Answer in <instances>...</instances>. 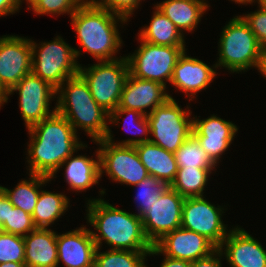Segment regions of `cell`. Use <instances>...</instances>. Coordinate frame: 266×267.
Returning <instances> with one entry per match:
<instances>
[{
	"label": "cell",
	"instance_id": "1f68e13d",
	"mask_svg": "<svg viewBox=\"0 0 266 267\" xmlns=\"http://www.w3.org/2000/svg\"><path fill=\"white\" fill-rule=\"evenodd\" d=\"M134 186L139 187L135 200L138 203L137 215L140 218L150 210L151 205L157 201L159 195L169 187L165 181L150 175Z\"/></svg>",
	"mask_w": 266,
	"mask_h": 267
},
{
	"label": "cell",
	"instance_id": "5b68a950",
	"mask_svg": "<svg viewBox=\"0 0 266 267\" xmlns=\"http://www.w3.org/2000/svg\"><path fill=\"white\" fill-rule=\"evenodd\" d=\"M221 33L217 68L223 66L232 73H239L258 67L262 47L241 16L232 18Z\"/></svg>",
	"mask_w": 266,
	"mask_h": 267
},
{
	"label": "cell",
	"instance_id": "c3c4849f",
	"mask_svg": "<svg viewBox=\"0 0 266 267\" xmlns=\"http://www.w3.org/2000/svg\"><path fill=\"white\" fill-rule=\"evenodd\" d=\"M3 232L2 225L0 224V234Z\"/></svg>",
	"mask_w": 266,
	"mask_h": 267
},
{
	"label": "cell",
	"instance_id": "4316f807",
	"mask_svg": "<svg viewBox=\"0 0 266 267\" xmlns=\"http://www.w3.org/2000/svg\"><path fill=\"white\" fill-rule=\"evenodd\" d=\"M29 175V180L20 181L13 190L5 187L4 190L6 197L14 207L20 208L32 215L40 194V187L44 186L51 179L39 174Z\"/></svg>",
	"mask_w": 266,
	"mask_h": 267
},
{
	"label": "cell",
	"instance_id": "f546056e",
	"mask_svg": "<svg viewBox=\"0 0 266 267\" xmlns=\"http://www.w3.org/2000/svg\"><path fill=\"white\" fill-rule=\"evenodd\" d=\"M97 248L94 256V267H147L146 256L149 252L108 250L100 252Z\"/></svg>",
	"mask_w": 266,
	"mask_h": 267
},
{
	"label": "cell",
	"instance_id": "7402d4cb",
	"mask_svg": "<svg viewBox=\"0 0 266 267\" xmlns=\"http://www.w3.org/2000/svg\"><path fill=\"white\" fill-rule=\"evenodd\" d=\"M134 147L149 175L165 181L170 186L178 170L175 153L169 152L150 141L137 144Z\"/></svg>",
	"mask_w": 266,
	"mask_h": 267
},
{
	"label": "cell",
	"instance_id": "ab89813d",
	"mask_svg": "<svg viewBox=\"0 0 266 267\" xmlns=\"http://www.w3.org/2000/svg\"><path fill=\"white\" fill-rule=\"evenodd\" d=\"M160 267H191V262L187 260L174 259L165 256Z\"/></svg>",
	"mask_w": 266,
	"mask_h": 267
},
{
	"label": "cell",
	"instance_id": "e0dca14e",
	"mask_svg": "<svg viewBox=\"0 0 266 267\" xmlns=\"http://www.w3.org/2000/svg\"><path fill=\"white\" fill-rule=\"evenodd\" d=\"M228 232L218 249L230 267H266V250L258 240L238 226Z\"/></svg>",
	"mask_w": 266,
	"mask_h": 267
},
{
	"label": "cell",
	"instance_id": "6da1fadb",
	"mask_svg": "<svg viewBox=\"0 0 266 267\" xmlns=\"http://www.w3.org/2000/svg\"><path fill=\"white\" fill-rule=\"evenodd\" d=\"M28 132L29 174L52 179L70 155L87 147L78 140V133L68 120L57 112L28 128Z\"/></svg>",
	"mask_w": 266,
	"mask_h": 267
},
{
	"label": "cell",
	"instance_id": "d6986e66",
	"mask_svg": "<svg viewBox=\"0 0 266 267\" xmlns=\"http://www.w3.org/2000/svg\"><path fill=\"white\" fill-rule=\"evenodd\" d=\"M97 247L91 230L85 226L57 234V261L66 267H94Z\"/></svg>",
	"mask_w": 266,
	"mask_h": 267
},
{
	"label": "cell",
	"instance_id": "d6a6232c",
	"mask_svg": "<svg viewBox=\"0 0 266 267\" xmlns=\"http://www.w3.org/2000/svg\"><path fill=\"white\" fill-rule=\"evenodd\" d=\"M86 0H26L29 4L28 8L36 14H70L71 15L85 2Z\"/></svg>",
	"mask_w": 266,
	"mask_h": 267
},
{
	"label": "cell",
	"instance_id": "4dcf8cb0",
	"mask_svg": "<svg viewBox=\"0 0 266 267\" xmlns=\"http://www.w3.org/2000/svg\"><path fill=\"white\" fill-rule=\"evenodd\" d=\"M178 168H214L216 164L192 134L175 152Z\"/></svg>",
	"mask_w": 266,
	"mask_h": 267
},
{
	"label": "cell",
	"instance_id": "44dd1931",
	"mask_svg": "<svg viewBox=\"0 0 266 267\" xmlns=\"http://www.w3.org/2000/svg\"><path fill=\"white\" fill-rule=\"evenodd\" d=\"M23 239L25 264L28 267H58L55 231L49 228H36Z\"/></svg>",
	"mask_w": 266,
	"mask_h": 267
},
{
	"label": "cell",
	"instance_id": "603a6c76",
	"mask_svg": "<svg viewBox=\"0 0 266 267\" xmlns=\"http://www.w3.org/2000/svg\"><path fill=\"white\" fill-rule=\"evenodd\" d=\"M208 6L205 0H165L155 5L181 34L183 30L191 32L197 27Z\"/></svg>",
	"mask_w": 266,
	"mask_h": 267
},
{
	"label": "cell",
	"instance_id": "9a60e30c",
	"mask_svg": "<svg viewBox=\"0 0 266 267\" xmlns=\"http://www.w3.org/2000/svg\"><path fill=\"white\" fill-rule=\"evenodd\" d=\"M31 39L19 36L0 37V79L10 91L31 72Z\"/></svg>",
	"mask_w": 266,
	"mask_h": 267
},
{
	"label": "cell",
	"instance_id": "8992f818",
	"mask_svg": "<svg viewBox=\"0 0 266 267\" xmlns=\"http://www.w3.org/2000/svg\"><path fill=\"white\" fill-rule=\"evenodd\" d=\"M31 45V72L56 90L66 79L79 73L77 58L81 51L71 47L60 36H56L53 41L43 42L40 46L31 40Z\"/></svg>",
	"mask_w": 266,
	"mask_h": 267
},
{
	"label": "cell",
	"instance_id": "7bdbcfd3",
	"mask_svg": "<svg viewBox=\"0 0 266 267\" xmlns=\"http://www.w3.org/2000/svg\"><path fill=\"white\" fill-rule=\"evenodd\" d=\"M9 90L4 86L0 79V107L8 101Z\"/></svg>",
	"mask_w": 266,
	"mask_h": 267
},
{
	"label": "cell",
	"instance_id": "9c48e42d",
	"mask_svg": "<svg viewBox=\"0 0 266 267\" xmlns=\"http://www.w3.org/2000/svg\"><path fill=\"white\" fill-rule=\"evenodd\" d=\"M141 45L131 56H126L129 73L143 80L156 81L166 86L172 80L173 69L185 47L154 45L139 38Z\"/></svg>",
	"mask_w": 266,
	"mask_h": 267
},
{
	"label": "cell",
	"instance_id": "ac0fdd59",
	"mask_svg": "<svg viewBox=\"0 0 266 267\" xmlns=\"http://www.w3.org/2000/svg\"><path fill=\"white\" fill-rule=\"evenodd\" d=\"M165 89L166 86L159 82L139 79L129 73L117 108L137 110L148 115L145 109L151 107V113L172 97Z\"/></svg>",
	"mask_w": 266,
	"mask_h": 267
},
{
	"label": "cell",
	"instance_id": "7c38bea8",
	"mask_svg": "<svg viewBox=\"0 0 266 267\" xmlns=\"http://www.w3.org/2000/svg\"><path fill=\"white\" fill-rule=\"evenodd\" d=\"M19 91V108L26 128L48 118L56 109L49 110L56 89L32 72L26 74L10 91Z\"/></svg>",
	"mask_w": 266,
	"mask_h": 267
},
{
	"label": "cell",
	"instance_id": "3957f363",
	"mask_svg": "<svg viewBox=\"0 0 266 267\" xmlns=\"http://www.w3.org/2000/svg\"><path fill=\"white\" fill-rule=\"evenodd\" d=\"M72 25L80 46L98 61L119 59L114 55L121 48L122 40L117 22L127 19L106 9L94 6L86 0L72 15Z\"/></svg>",
	"mask_w": 266,
	"mask_h": 267
},
{
	"label": "cell",
	"instance_id": "277c9868",
	"mask_svg": "<svg viewBox=\"0 0 266 267\" xmlns=\"http://www.w3.org/2000/svg\"><path fill=\"white\" fill-rule=\"evenodd\" d=\"M56 94V112L68 120L76 133V128L84 130L93 142L106 138L109 113L97 104L87 82L79 73L66 79Z\"/></svg>",
	"mask_w": 266,
	"mask_h": 267
},
{
	"label": "cell",
	"instance_id": "ba28073f",
	"mask_svg": "<svg viewBox=\"0 0 266 267\" xmlns=\"http://www.w3.org/2000/svg\"><path fill=\"white\" fill-rule=\"evenodd\" d=\"M188 113V114H187ZM173 99L157 106L147 118L150 124V142L175 153L176 150L192 135L193 118Z\"/></svg>",
	"mask_w": 266,
	"mask_h": 267
},
{
	"label": "cell",
	"instance_id": "cb8c5ba5",
	"mask_svg": "<svg viewBox=\"0 0 266 267\" xmlns=\"http://www.w3.org/2000/svg\"><path fill=\"white\" fill-rule=\"evenodd\" d=\"M70 155L61 165L65 166V179L69 187L74 191L80 192L90 189L99 183L100 177V156L97 149L96 159L85 155Z\"/></svg>",
	"mask_w": 266,
	"mask_h": 267
},
{
	"label": "cell",
	"instance_id": "b9f144b4",
	"mask_svg": "<svg viewBox=\"0 0 266 267\" xmlns=\"http://www.w3.org/2000/svg\"><path fill=\"white\" fill-rule=\"evenodd\" d=\"M259 72L266 77V48H262L259 64L257 67Z\"/></svg>",
	"mask_w": 266,
	"mask_h": 267
},
{
	"label": "cell",
	"instance_id": "8fae6325",
	"mask_svg": "<svg viewBox=\"0 0 266 267\" xmlns=\"http://www.w3.org/2000/svg\"><path fill=\"white\" fill-rule=\"evenodd\" d=\"M204 198L203 196L185 198L181 227L205 236L219 248L229 234L221 219L224 208L215 207Z\"/></svg>",
	"mask_w": 266,
	"mask_h": 267
},
{
	"label": "cell",
	"instance_id": "d4e9b609",
	"mask_svg": "<svg viewBox=\"0 0 266 267\" xmlns=\"http://www.w3.org/2000/svg\"><path fill=\"white\" fill-rule=\"evenodd\" d=\"M154 9L150 24L141 29L138 37L154 45L185 47L184 34L157 7Z\"/></svg>",
	"mask_w": 266,
	"mask_h": 267
},
{
	"label": "cell",
	"instance_id": "74e56055",
	"mask_svg": "<svg viewBox=\"0 0 266 267\" xmlns=\"http://www.w3.org/2000/svg\"><path fill=\"white\" fill-rule=\"evenodd\" d=\"M222 256V251L217 248L209 256L191 262V267H222Z\"/></svg>",
	"mask_w": 266,
	"mask_h": 267
},
{
	"label": "cell",
	"instance_id": "4fadbf2b",
	"mask_svg": "<svg viewBox=\"0 0 266 267\" xmlns=\"http://www.w3.org/2000/svg\"><path fill=\"white\" fill-rule=\"evenodd\" d=\"M184 200L169 186L141 217L144 233L152 245L167 233L181 227Z\"/></svg>",
	"mask_w": 266,
	"mask_h": 267
},
{
	"label": "cell",
	"instance_id": "52a82bcc",
	"mask_svg": "<svg viewBox=\"0 0 266 267\" xmlns=\"http://www.w3.org/2000/svg\"><path fill=\"white\" fill-rule=\"evenodd\" d=\"M79 74L87 82L92 97L100 107L109 114L118 107L129 75L126 56L112 61H99L88 68L80 65Z\"/></svg>",
	"mask_w": 266,
	"mask_h": 267
},
{
	"label": "cell",
	"instance_id": "f6af8a7d",
	"mask_svg": "<svg viewBox=\"0 0 266 267\" xmlns=\"http://www.w3.org/2000/svg\"><path fill=\"white\" fill-rule=\"evenodd\" d=\"M231 1H234L235 3H238V4H251V3H255V1L257 2V0H231Z\"/></svg>",
	"mask_w": 266,
	"mask_h": 267
},
{
	"label": "cell",
	"instance_id": "ffe728a7",
	"mask_svg": "<svg viewBox=\"0 0 266 267\" xmlns=\"http://www.w3.org/2000/svg\"><path fill=\"white\" fill-rule=\"evenodd\" d=\"M216 65L208 66L203 61L186 55L184 51L173 69L171 85L183 91L192 101L195 94L206 89L216 77Z\"/></svg>",
	"mask_w": 266,
	"mask_h": 267
},
{
	"label": "cell",
	"instance_id": "7dc6e473",
	"mask_svg": "<svg viewBox=\"0 0 266 267\" xmlns=\"http://www.w3.org/2000/svg\"><path fill=\"white\" fill-rule=\"evenodd\" d=\"M6 196L4 187L0 186V201Z\"/></svg>",
	"mask_w": 266,
	"mask_h": 267
},
{
	"label": "cell",
	"instance_id": "836d02e7",
	"mask_svg": "<svg viewBox=\"0 0 266 267\" xmlns=\"http://www.w3.org/2000/svg\"><path fill=\"white\" fill-rule=\"evenodd\" d=\"M23 236L2 232L0 234V264L5 262L25 263Z\"/></svg>",
	"mask_w": 266,
	"mask_h": 267
},
{
	"label": "cell",
	"instance_id": "484cf974",
	"mask_svg": "<svg viewBox=\"0 0 266 267\" xmlns=\"http://www.w3.org/2000/svg\"><path fill=\"white\" fill-rule=\"evenodd\" d=\"M69 199L62 193L40 190L32 219L36 228L48 229L69 207ZM69 204V205H68ZM66 210V211H65Z\"/></svg>",
	"mask_w": 266,
	"mask_h": 267
},
{
	"label": "cell",
	"instance_id": "f35d334b",
	"mask_svg": "<svg viewBox=\"0 0 266 267\" xmlns=\"http://www.w3.org/2000/svg\"><path fill=\"white\" fill-rule=\"evenodd\" d=\"M21 3L22 0H0V16L16 13Z\"/></svg>",
	"mask_w": 266,
	"mask_h": 267
},
{
	"label": "cell",
	"instance_id": "f1b7e54d",
	"mask_svg": "<svg viewBox=\"0 0 266 267\" xmlns=\"http://www.w3.org/2000/svg\"><path fill=\"white\" fill-rule=\"evenodd\" d=\"M126 114V116L129 118H127V121H132V123L136 126V132L133 130L134 134L138 136L140 135H144V138H136V139H127V140H123L122 142H116L112 139V135H111V129L109 128V131L107 133L106 136V140H108L109 142L116 144V145H130V146H135L137 144L143 143V142H149L150 141V137H147L148 134H150V124L147 118V115L142 114L140 111L137 110H132V109H124V108H116L113 112H111L109 114V122L110 124H118V121H120V118ZM131 119V120H130ZM125 120V122H126ZM128 123V122H126ZM131 123V122H130ZM132 124V125H133ZM125 125V124H124ZM134 126V127H135ZM125 127V126H124ZM129 131V130H127Z\"/></svg>",
	"mask_w": 266,
	"mask_h": 267
},
{
	"label": "cell",
	"instance_id": "8d00e7d4",
	"mask_svg": "<svg viewBox=\"0 0 266 267\" xmlns=\"http://www.w3.org/2000/svg\"><path fill=\"white\" fill-rule=\"evenodd\" d=\"M247 23L262 48H266V10L259 7L255 12L241 16Z\"/></svg>",
	"mask_w": 266,
	"mask_h": 267
},
{
	"label": "cell",
	"instance_id": "bcb514c9",
	"mask_svg": "<svg viewBox=\"0 0 266 267\" xmlns=\"http://www.w3.org/2000/svg\"><path fill=\"white\" fill-rule=\"evenodd\" d=\"M259 6L258 7H261L262 9L266 10V0H257Z\"/></svg>",
	"mask_w": 266,
	"mask_h": 267
},
{
	"label": "cell",
	"instance_id": "60d3db41",
	"mask_svg": "<svg viewBox=\"0 0 266 267\" xmlns=\"http://www.w3.org/2000/svg\"><path fill=\"white\" fill-rule=\"evenodd\" d=\"M8 207H14L10 200L5 196L0 201V224L3 225L7 221Z\"/></svg>",
	"mask_w": 266,
	"mask_h": 267
},
{
	"label": "cell",
	"instance_id": "e575fe53",
	"mask_svg": "<svg viewBox=\"0 0 266 267\" xmlns=\"http://www.w3.org/2000/svg\"><path fill=\"white\" fill-rule=\"evenodd\" d=\"M35 229L31 214L17 207H8L7 221L2 225L3 232L24 237Z\"/></svg>",
	"mask_w": 266,
	"mask_h": 267
},
{
	"label": "cell",
	"instance_id": "d590c367",
	"mask_svg": "<svg viewBox=\"0 0 266 267\" xmlns=\"http://www.w3.org/2000/svg\"><path fill=\"white\" fill-rule=\"evenodd\" d=\"M94 6L118 14L127 20L138 8V0H89Z\"/></svg>",
	"mask_w": 266,
	"mask_h": 267
},
{
	"label": "cell",
	"instance_id": "7a4b0ae2",
	"mask_svg": "<svg viewBox=\"0 0 266 267\" xmlns=\"http://www.w3.org/2000/svg\"><path fill=\"white\" fill-rule=\"evenodd\" d=\"M87 221L99 232L91 231L97 248L104 240L112 250L150 252L153 245L147 239L141 218L114 207L104 199H89Z\"/></svg>",
	"mask_w": 266,
	"mask_h": 267
},
{
	"label": "cell",
	"instance_id": "83f0119b",
	"mask_svg": "<svg viewBox=\"0 0 266 267\" xmlns=\"http://www.w3.org/2000/svg\"><path fill=\"white\" fill-rule=\"evenodd\" d=\"M214 168H178L170 187L183 198L203 196L209 174Z\"/></svg>",
	"mask_w": 266,
	"mask_h": 267
},
{
	"label": "cell",
	"instance_id": "2e32d148",
	"mask_svg": "<svg viewBox=\"0 0 266 267\" xmlns=\"http://www.w3.org/2000/svg\"><path fill=\"white\" fill-rule=\"evenodd\" d=\"M194 118L192 134L209 158L215 164L219 163L221 155L229 148L238 131L237 126L216 115L202 120L197 119V116Z\"/></svg>",
	"mask_w": 266,
	"mask_h": 267
},
{
	"label": "cell",
	"instance_id": "30bf717a",
	"mask_svg": "<svg viewBox=\"0 0 266 267\" xmlns=\"http://www.w3.org/2000/svg\"><path fill=\"white\" fill-rule=\"evenodd\" d=\"M95 143L100 145V177L106 172L112 181L134 186L149 176L134 146L116 145L106 139Z\"/></svg>",
	"mask_w": 266,
	"mask_h": 267
},
{
	"label": "cell",
	"instance_id": "ee69618b",
	"mask_svg": "<svg viewBox=\"0 0 266 267\" xmlns=\"http://www.w3.org/2000/svg\"><path fill=\"white\" fill-rule=\"evenodd\" d=\"M0 267H28L25 263L5 262L0 264Z\"/></svg>",
	"mask_w": 266,
	"mask_h": 267
},
{
	"label": "cell",
	"instance_id": "5bb4252c",
	"mask_svg": "<svg viewBox=\"0 0 266 267\" xmlns=\"http://www.w3.org/2000/svg\"><path fill=\"white\" fill-rule=\"evenodd\" d=\"M217 247L205 236L180 227L157 241L149 255H161L193 262L209 256Z\"/></svg>",
	"mask_w": 266,
	"mask_h": 267
}]
</instances>
